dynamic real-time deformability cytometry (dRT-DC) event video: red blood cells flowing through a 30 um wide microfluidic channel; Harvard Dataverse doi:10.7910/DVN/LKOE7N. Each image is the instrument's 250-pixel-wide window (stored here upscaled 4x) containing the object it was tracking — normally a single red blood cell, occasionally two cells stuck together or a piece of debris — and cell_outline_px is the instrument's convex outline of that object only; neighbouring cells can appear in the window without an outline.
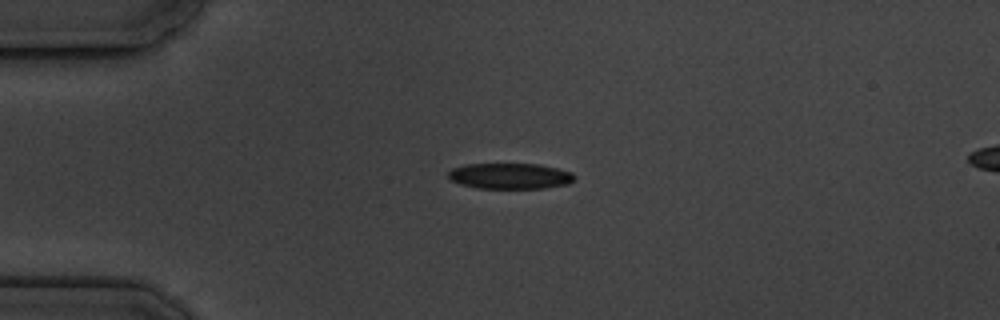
{"species": "common noctule bat (a hibernating species)", "species_latin": "Nyctalus noctula", "temperature_condition": "cold", "stored_images_in_passage": 6, "camera_frame_rate_fps": 3000, "um_per_image_px": 0.085, "animal": {"sex": "male", "body_mass_g": 19.5, "forearm_length_mm": 54.6}, "frame": {"image": 1, "passage_image": 4, "time_ms": 3.333, "image_size_px": [1000, 320], "cell_outline_px": [[576, 176], [568, 184], [544, 188], [476, 188], [460, 184], [452, 180], [448, 176], [448, 172], [452, 168], [464, 164], [540, 164], [572, 172]], "centroid_in_image_um": [43.34, 14.96], "position_along_channel_um": 41.7, "area_um2": 18.96}}